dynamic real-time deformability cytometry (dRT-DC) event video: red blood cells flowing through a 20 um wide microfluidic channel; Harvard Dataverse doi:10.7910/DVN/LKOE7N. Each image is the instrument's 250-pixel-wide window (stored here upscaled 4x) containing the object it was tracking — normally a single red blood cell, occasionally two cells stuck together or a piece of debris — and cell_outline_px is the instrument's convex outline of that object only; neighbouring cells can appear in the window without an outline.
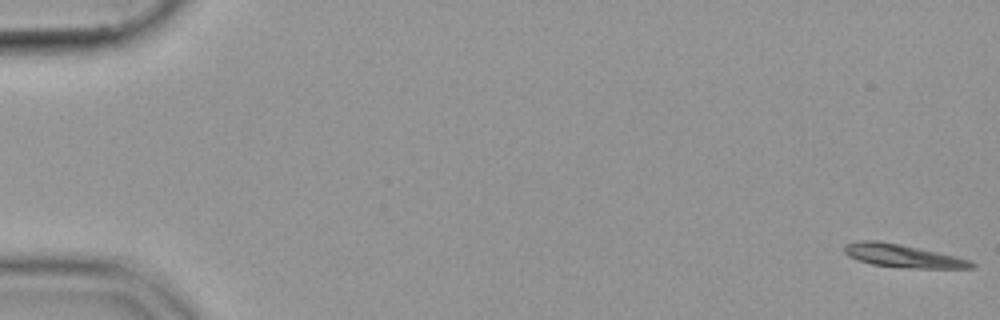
{"species": "common noctule bat (a hibernating species)", "species_latin": "Nyctalus noctula", "temperature_condition": "cold", "stored_images_in_passage": 15, "segment_of_instrument_passage": [1, 2], "camera_frame_rate_fps": 3000, "um_per_image_px": 0.085, "animal": {"sex": "female", "body_mass_g": 19.9}, "frame": {"image": 1, "passage_image": 1, "time_ms": 0.0, "image_size_px": [1000, 320], "cell_outline_px": [[976, 268], [916, 268], [872, 264], [848, 256], [844, 252], [844, 244], [860, 240], [880, 240], [900, 244], [956, 256], [968, 260], [976, 264]], "centroid_in_image_um": [76.72, 21.73], "position_along_channel_um": 8.3, "area_um2": 16.88}}
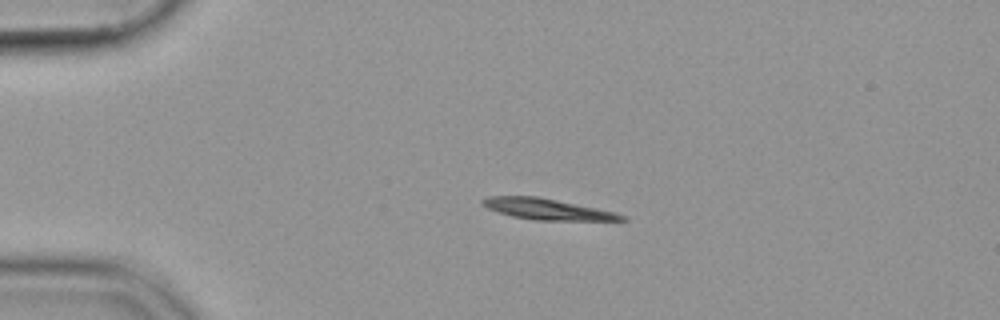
{"frame": {"image": 2, "passage_image": 13, "time_ms": 4.0, "image_size_px": [1000, 320], "cell_outline_px": [[628, 220], [532, 220], [512, 216], [488, 208], [480, 200], [488, 196], [536, 196], [616, 212], [624, 216]], "centroid_in_image_um": [46.49, 17.77], "position_along_channel_um": 38.5, "area_um2": 16.65}}